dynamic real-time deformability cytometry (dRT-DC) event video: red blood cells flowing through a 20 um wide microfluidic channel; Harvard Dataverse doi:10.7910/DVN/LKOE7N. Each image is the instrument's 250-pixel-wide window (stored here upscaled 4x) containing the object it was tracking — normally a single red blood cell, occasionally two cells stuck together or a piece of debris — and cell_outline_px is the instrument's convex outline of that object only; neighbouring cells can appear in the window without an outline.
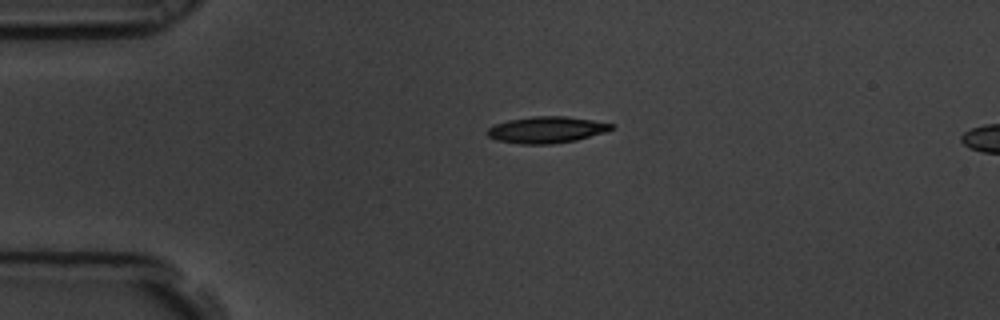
{"species": "common noctule bat (a hibernating species)", "species_latin": "Nyctalus noctula", "temperature_condition": "room temperature", "stored_images_in_passage": 3, "segment_of_instrument_passage": [1, 2], "camera_frame_rate_fps": 3000, "um_per_image_px": 0.085, "animal": {"sex": "male", "body_mass_g": 19.5, "forearm_length_mm": 54.6}, "frame": {"image": 1, "passage_image": 1, "time_ms": 0.0, "image_size_px": [1000, 320], "cell_outline_px": [[616, 128], [604, 132], [576, 140], [552, 144], [520, 144], [496, 140], [488, 136], [484, 132], [488, 128], [496, 124], [508, 120], [532, 116], [568, 116], [616, 124]], "centroid_in_image_um": [46.46, 11.03], "position_along_channel_um": 38.5, "area_um2": 19.31}}